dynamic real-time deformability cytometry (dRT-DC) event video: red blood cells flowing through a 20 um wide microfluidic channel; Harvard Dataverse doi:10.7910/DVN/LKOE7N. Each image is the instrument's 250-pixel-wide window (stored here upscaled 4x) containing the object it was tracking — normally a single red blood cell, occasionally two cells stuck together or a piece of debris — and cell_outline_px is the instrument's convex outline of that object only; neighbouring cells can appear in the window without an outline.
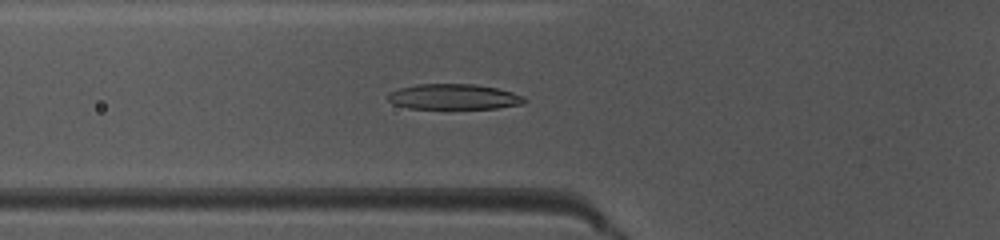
{"species": "common noctule bat (a hibernating species)", "species_latin": "Nyctalus noctula", "temperature_condition": "warm", "stored_images_in_passage": 49, "camera_frame_rate_fps": 3000, "um_per_image_px": 0.085, "animal": {"sex": "female", "body_mass_g": 10.0, "forearm_length_mm": 53.1}, "frame": {"image": 1, "passage_image": 18, "time_ms": 5.667, "image_size_px": [1000, 240], "cell_outline_px": [[528, 100], [524, 104], [496, 108], [408, 108], [392, 104], [388, 100], [388, 92], [400, 88], [416, 84], [472, 84], [496, 88], [512, 92], [524, 96]], "centroid_in_image_um": [38.57, 8.22], "position_along_channel_um": 87.2, "area_um2": 20.23}}
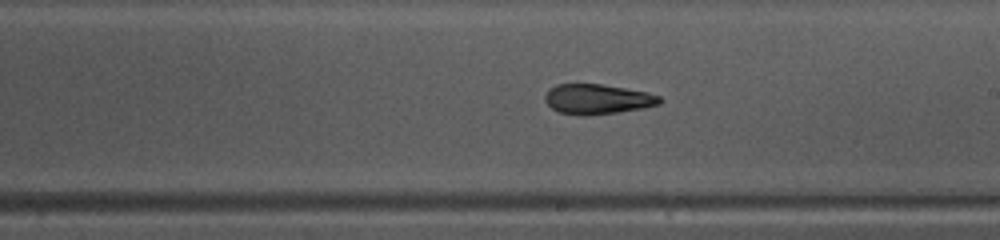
{"frame": {"image": 2, "passage_image": 29, "time_ms": 9.333, "image_size_px": [1000, 240], "cell_outline_px": [[664, 100], [660, 104], [640, 108], [616, 112], [588, 116], [580, 116], [560, 112], [552, 108], [544, 100], [544, 96], [556, 84], [600, 84], [648, 92], [660, 96]], "centroid_in_image_um": [50.79, 8.43], "position_along_channel_um": 238.2, "area_um2": 19.94}}
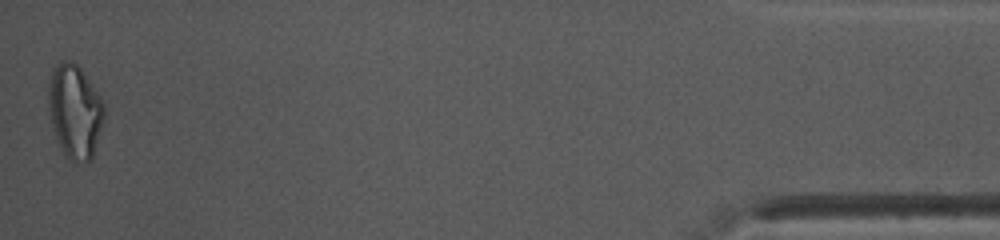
{"frame": {"image": 3, "passage_image": 49, "time_ms": 16.0, "image_size_px": [1000, 240], "cell_outline_px": [[104, 120], [92, 160], [84, 164], [76, 164], [68, 160], [64, 156], [60, 148], [52, 124], [48, 104], [48, 84], [52, 68], [60, 60], [72, 60], [80, 68], [100, 96], [104, 104]], "centroid_in_image_um": [6.36, 9.5], "position_along_channel_um": 428.8, "area_um2": 30.92}, "authors_computed_cell_mechanics": {"area_um2": 20.519, "velocity_mm_per_s": 4.0809, "shape_relaxation_time_tau1_ms": 7.5317, "shape_relaxation_time_tau2_ms": 3.4753, "deformation_change_tau1": 0.2429, "deformation_change_tau2": 0.0817}}